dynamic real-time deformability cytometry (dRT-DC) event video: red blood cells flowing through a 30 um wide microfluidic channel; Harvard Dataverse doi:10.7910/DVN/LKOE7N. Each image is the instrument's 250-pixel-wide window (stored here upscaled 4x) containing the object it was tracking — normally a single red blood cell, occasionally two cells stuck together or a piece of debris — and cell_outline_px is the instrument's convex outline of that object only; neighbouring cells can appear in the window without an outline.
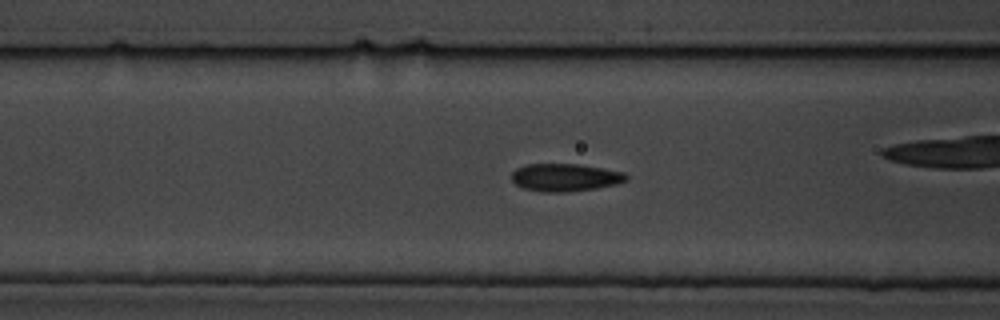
{"species": "common noctule bat (a hibernating species)", "species_latin": "Nyctalus noctula", "temperature_condition": "cold", "stored_images_in_passage": 49, "segment_of_instrument_passage": [1, 2], "camera_frame_rate_fps": 3000, "um_per_image_px": 0.085, "animal": {"sex": "male", "body_mass_g": 19.5, "forearm_length_mm": 54.6}, "frame": {"image": 1, "passage_image": 13, "time_ms": 4.0, "image_size_px": [1000, 320], "cell_outline_px": [[628, 180], [616, 184], [596, 188], [568, 192], [540, 192], [524, 188], [516, 184], [512, 180], [512, 172], [516, 168], [524, 164], [580, 164], [624, 172], [628, 176]], "centroid_in_image_um": [48.03, 15.08], "position_along_channel_um": 118.6, "area_um2": 18.61}}
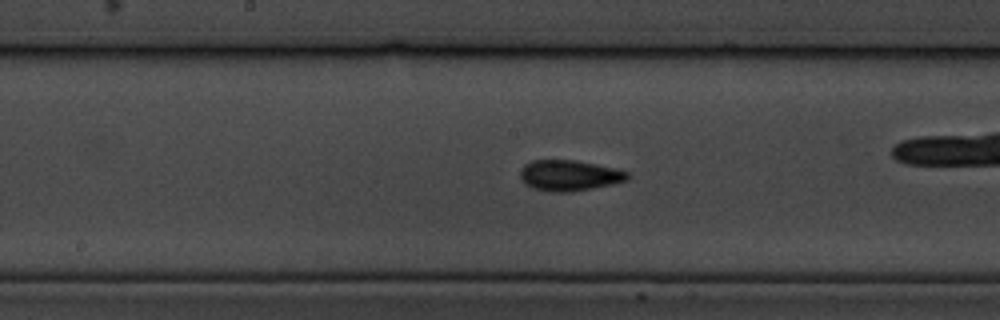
{"frame": {"image": 2, "passage_image": 20, "time_ms": 6.333, "image_size_px": [1000, 320], "cell_outline_px": [[632, 176], [628, 180], [612, 184], [572, 192], [548, 192], [532, 188], [524, 184], [520, 176], [520, 168], [524, 164], [532, 160], [576, 160], [616, 168], [628, 172]], "centroid_in_image_um": [48.38, 14.91], "position_along_channel_um": 199.8, "area_um2": 19.54}}
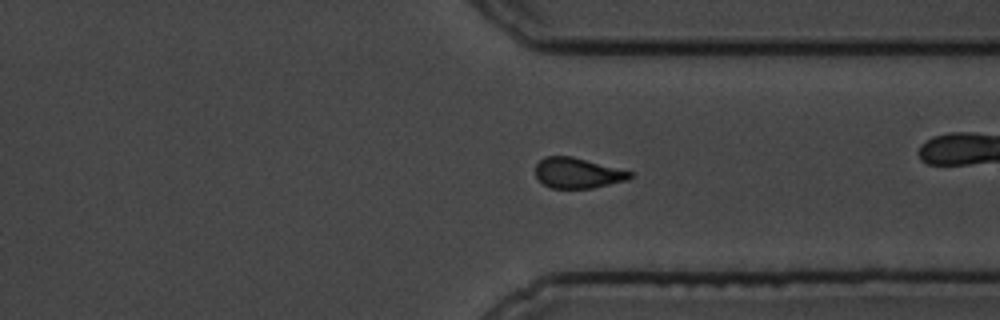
{"frame": {"image": 3, "passage_image": 34, "time_ms": 11.0, "image_size_px": [1000, 320], "cell_outline_px": [[636, 176], [628, 180], [592, 188], [552, 188], [544, 184], [536, 176], [536, 164], [544, 156], [572, 156], [636, 172]], "centroid_in_image_um": [49.18, 14.7], "position_along_channel_um": 362.2, "area_um2": 16.99}}